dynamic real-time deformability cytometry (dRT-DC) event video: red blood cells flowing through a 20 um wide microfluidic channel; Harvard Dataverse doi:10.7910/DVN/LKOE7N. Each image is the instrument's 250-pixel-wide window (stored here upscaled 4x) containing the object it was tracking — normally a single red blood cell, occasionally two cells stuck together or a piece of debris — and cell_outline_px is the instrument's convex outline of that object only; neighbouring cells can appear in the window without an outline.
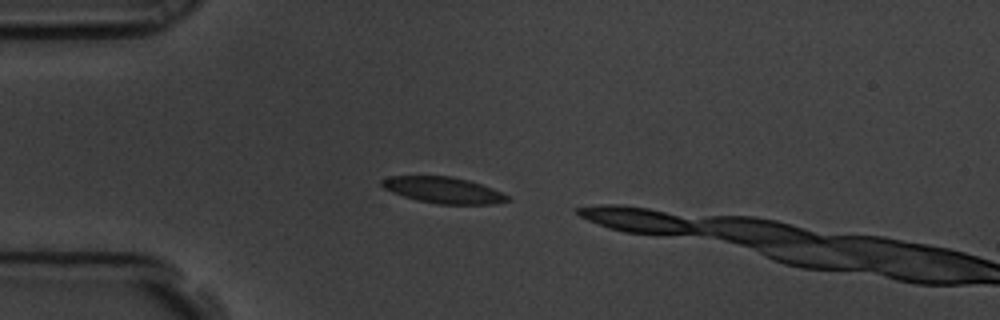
{"species": "common noctule bat (a hibernating species)", "species_latin": "Nyctalus noctula", "temperature_condition": "room temperature", "stored_images_in_passage": 2, "camera_frame_rate_fps": 3000, "um_per_image_px": 0.085, "animal": {"sex": "male", "body_mass_g": 19.5, "forearm_length_mm": 54.6}, "frame": {"image": 1, "passage_image": 1, "time_ms": 0.0, "image_size_px": [1000, 320], "cell_outline_px": [[512, 200], [492, 204], [436, 204], [416, 200], [392, 192], [384, 188], [380, 184], [380, 180], [388, 176], [452, 176], [468, 180], [492, 188], [508, 196]], "centroid_in_image_um": [37.66, 16.16], "position_along_channel_um": 47.3, "area_um2": 19.19}}